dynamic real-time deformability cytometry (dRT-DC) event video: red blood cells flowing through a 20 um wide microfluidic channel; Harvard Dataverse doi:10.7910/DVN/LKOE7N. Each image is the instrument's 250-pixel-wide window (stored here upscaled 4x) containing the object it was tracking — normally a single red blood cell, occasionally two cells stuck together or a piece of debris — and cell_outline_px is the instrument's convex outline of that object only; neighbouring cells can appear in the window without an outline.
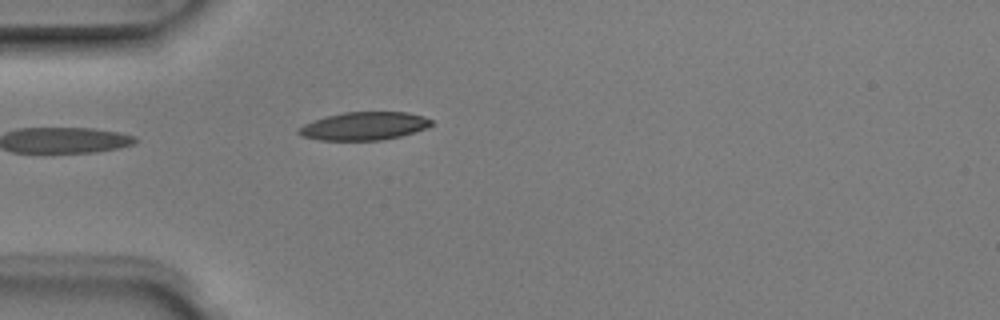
{"species": "Egyptian fruit bat (a non-hibernating species)", "species_latin": "Rousettus aegyptiacus", "temperature_condition": "room temperature", "stored_images_in_passage": 3, "camera_frame_rate_fps": 3000, "um_per_image_px": 0.085, "animal": {"sex": "male"}, "frame": {"image": 1, "passage_image": 3, "time_ms": 0.667, "image_size_px": [1000, 320], "cell_outline_px": [[432, 124], [428, 128], [400, 136], [380, 140], [320, 140], [300, 136], [296, 132], [296, 128], [304, 124], [328, 116], [344, 112], [408, 112], [424, 116], [432, 120]], "centroid_in_image_um": [30.95, 10.71], "position_along_channel_um": 54.1, "area_um2": 21.73}}